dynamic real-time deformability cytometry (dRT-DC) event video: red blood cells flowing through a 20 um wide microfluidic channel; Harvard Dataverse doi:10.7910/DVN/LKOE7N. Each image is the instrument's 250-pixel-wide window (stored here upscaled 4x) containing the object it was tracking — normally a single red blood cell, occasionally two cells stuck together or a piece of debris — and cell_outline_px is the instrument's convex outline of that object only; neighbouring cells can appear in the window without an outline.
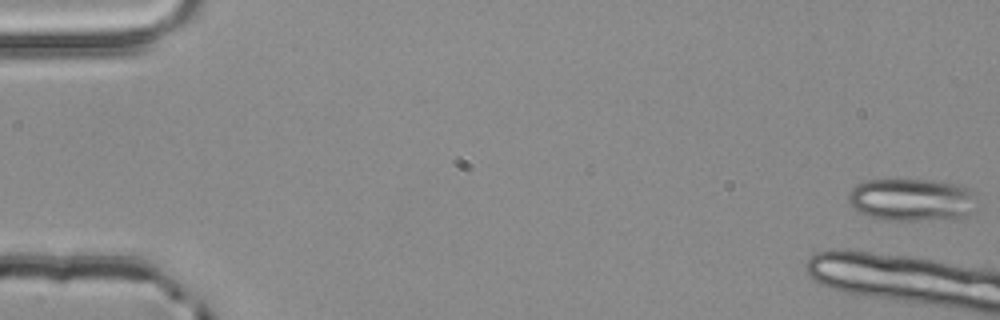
{"species": "common noctule bat (a hibernating species)", "species_latin": "Nyctalus noctula", "temperature_condition": "room temperature", "stored_images_in_passage": 6, "camera_frame_rate_fps": 3000, "um_per_image_px": 0.085, "animal": {"sex": "male", "body_mass_g": 20.4}, "frame": {"image": 1, "passage_image": 1, "time_ms": 0.0, "image_size_px": [1000, 320], "cell_outline_px": [[976, 212], [964, 216], [916, 220], [888, 220], [868, 216], [852, 208], [848, 200], [848, 192], [856, 184], [864, 180], [936, 180], [960, 184], [968, 188], [976, 196]], "centroid_in_image_um": [77.5, 16.96], "position_along_channel_um": 7.5, "area_um2": 32.14}}